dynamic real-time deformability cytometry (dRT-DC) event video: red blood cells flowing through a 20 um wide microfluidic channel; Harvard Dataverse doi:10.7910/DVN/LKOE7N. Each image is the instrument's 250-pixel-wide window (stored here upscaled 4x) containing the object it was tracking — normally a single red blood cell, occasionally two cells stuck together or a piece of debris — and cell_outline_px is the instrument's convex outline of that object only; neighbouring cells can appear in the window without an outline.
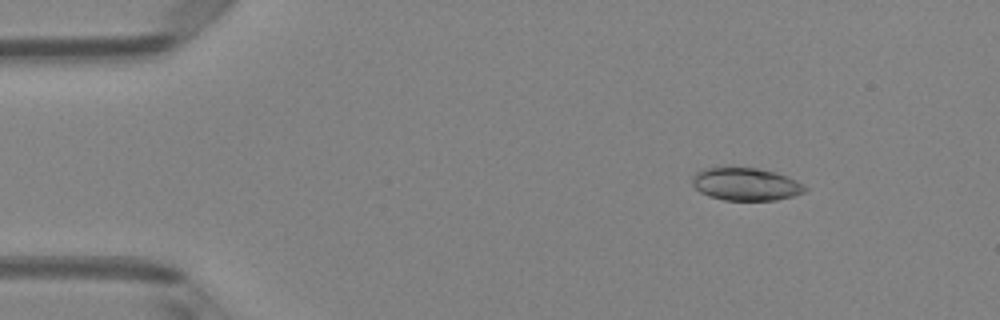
{"species": "Egyptian fruit bat (a non-hibernating species)", "species_latin": "Rousettus aegyptiacus", "temperature_condition": "room temperature", "stored_images_in_passage": 51, "camera_frame_rate_fps": 3000, "um_per_image_px": 0.085, "animal": {"sex": "female"}, "frame": {"image": 1, "passage_image": 7, "time_ms": 2.0, "image_size_px": [1000, 320], "cell_outline_px": [[808, 188], [804, 192], [792, 196], [776, 200], [724, 200], [708, 196], [700, 192], [692, 184], [692, 180], [696, 172], [704, 168], [756, 168], [776, 172], [788, 176], [804, 184]], "centroid_in_image_um": [63.41, 15.66], "position_along_channel_um": 21.6, "area_um2": 21.44}}
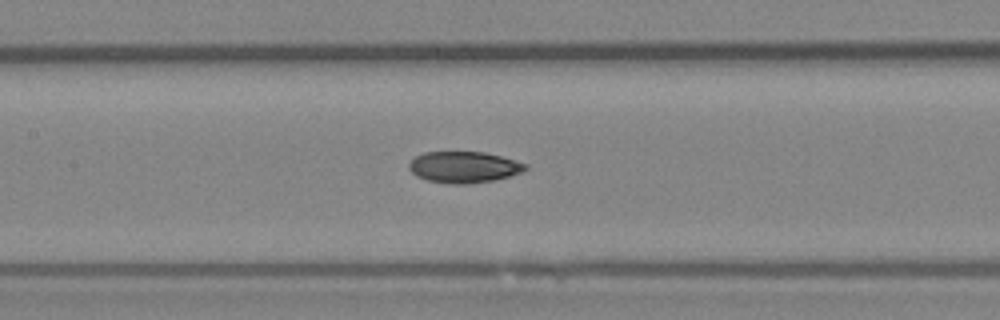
{"frame": {"image": 2, "passage_image": 24, "time_ms": 7.667, "image_size_px": [1000, 320], "cell_outline_px": [[528, 168], [520, 172], [496, 180], [468, 184], [452, 184], [428, 180], [416, 176], [408, 168], [408, 164], [416, 156], [424, 152], [484, 152], [500, 156], [528, 164]], "centroid_in_image_um": [39.42, 14.21], "position_along_channel_um": 168.0, "area_um2": 21.15}}
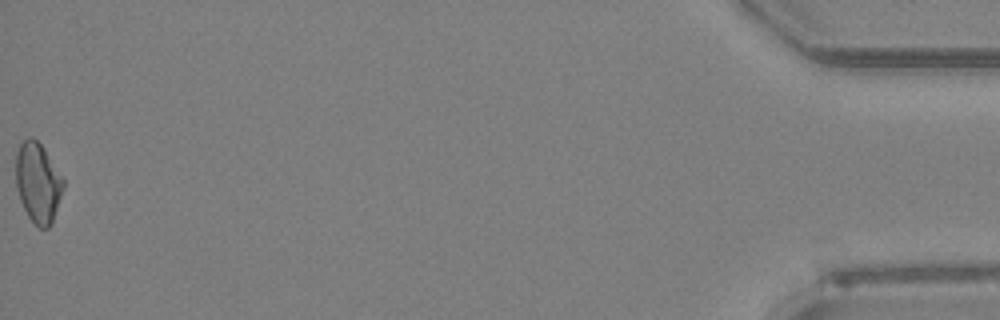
{"frame": {"image": 3, "passage_image": 51, "time_ms": 16.667, "image_size_px": [1000, 320], "cell_outline_px": [[64, 188], [52, 224], [48, 228], [40, 228], [28, 216], [20, 200], [16, 188], [16, 152], [20, 144], [28, 136], [32, 136], [44, 148], [64, 180]], "centroid_in_image_um": [3.22, 15.52], "position_along_channel_um": 432.0, "area_um2": 22.14}, "authors_computed_cell_mechanics": {"area_um2": 21.4438, "velocity_mm_per_s": 4.0278, "shape_relaxation_time_tau1_ms": null, "shape_relaxation_time_tau2_ms": 4.4197, "deformation_change_tau1": null, "deformation_change_tau2": 0.0976}}